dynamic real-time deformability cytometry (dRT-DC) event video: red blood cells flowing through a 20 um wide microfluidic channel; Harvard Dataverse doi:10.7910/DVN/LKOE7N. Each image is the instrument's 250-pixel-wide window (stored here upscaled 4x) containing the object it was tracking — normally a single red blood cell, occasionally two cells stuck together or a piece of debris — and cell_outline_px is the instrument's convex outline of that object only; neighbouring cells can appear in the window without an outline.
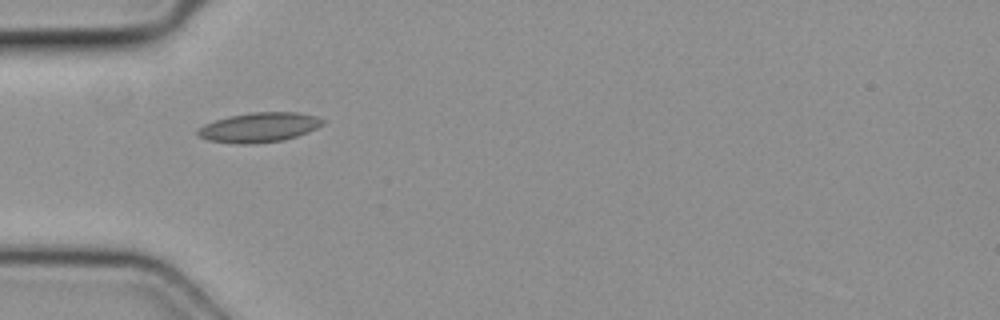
{"species": "common noctule bat (a hibernating species)", "species_latin": "Nyctalus noctula", "temperature_condition": "cold", "stored_images_in_passage": 5, "camera_frame_rate_fps": 3000, "um_per_image_px": 0.085, "animal": {"sex": "female", "body_mass_g": 19.3, "forearm_length_mm": 54.1}, "frame": {"image": 1, "passage_image": 3, "time_ms": 0.667, "image_size_px": [1000, 320], "cell_outline_px": [[324, 124], [308, 132], [284, 140], [252, 144], [236, 144], [208, 140], [200, 136], [196, 132], [204, 124], [228, 116], [252, 112], [296, 112], [316, 116], [324, 120]], "centroid_in_image_um": [22.04, 10.83], "position_along_channel_um": 63.0, "area_um2": 21.56}}
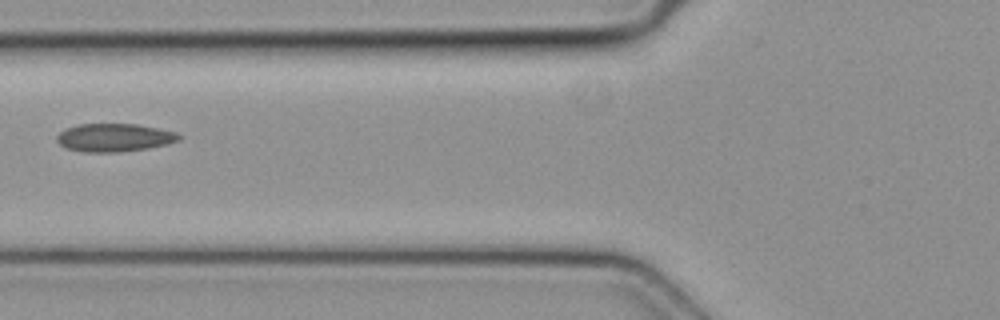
{"frame": {"image": 2, "passage_image": 4, "time_ms": 1.0, "image_size_px": [1000, 320], "cell_outline_px": [[184, 136], [180, 140], [168, 144], [148, 148], [116, 152], [84, 152], [64, 148], [56, 140], [56, 136], [64, 128], [80, 124], [136, 124], [176, 132]], "centroid_in_image_um": [9.71, 11.69], "position_along_channel_um": 116.1, "area_um2": 20.11}}
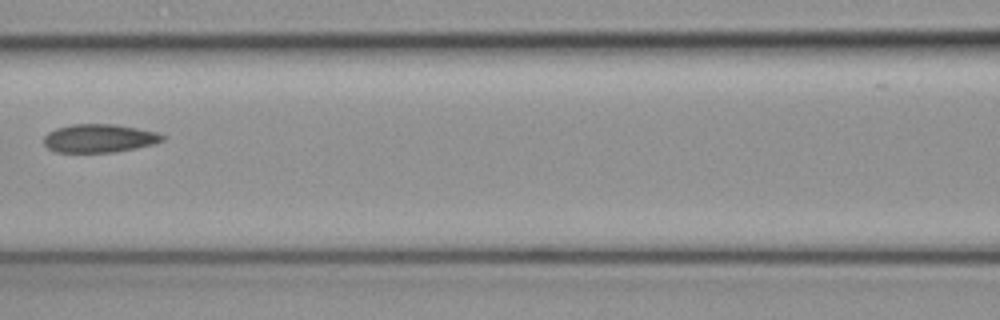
{"frame": {"image": 3, "passage_image": 5, "time_ms": 1.333, "image_size_px": [1000, 320], "cell_outline_px": [[168, 136], [164, 140], [152, 144], [136, 148], [116, 152], [56, 152], [48, 148], [44, 144], [44, 136], [48, 132], [56, 128], [72, 124], [116, 124], [156, 132]], "centroid_in_image_um": [8.44, 11.75], "position_along_channel_um": 158.2, "area_um2": 19.65}}